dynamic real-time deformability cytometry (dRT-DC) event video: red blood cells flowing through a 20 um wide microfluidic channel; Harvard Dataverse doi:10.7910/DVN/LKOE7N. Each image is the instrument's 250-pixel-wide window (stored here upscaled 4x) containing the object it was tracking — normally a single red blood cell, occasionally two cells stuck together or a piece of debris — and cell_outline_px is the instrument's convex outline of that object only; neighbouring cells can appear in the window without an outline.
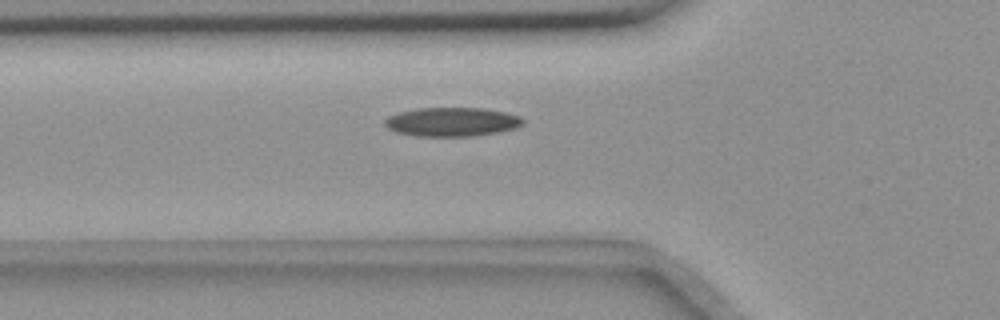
{"species": "common noctule bat (a hibernating species)", "species_latin": "Nyctalus noctula", "temperature_condition": "room temperature", "stored_images_in_passage": 39, "camera_frame_rate_fps": 3000, "um_per_image_px": 0.085, "animal": {"sex": "female", "body_mass_g": 18.4}, "frame": {"image": 1, "passage_image": 6, "time_ms": 1.667, "image_size_px": [1000, 320], "cell_outline_px": [[524, 124], [516, 128], [496, 132], [472, 136], [416, 136], [396, 132], [388, 128], [384, 124], [384, 120], [388, 116], [400, 112], [416, 108], [484, 108], [504, 112], [520, 116], [524, 120]], "centroid_in_image_um": [38.41, 10.36], "position_along_channel_um": 87.4, "area_um2": 23.29}}
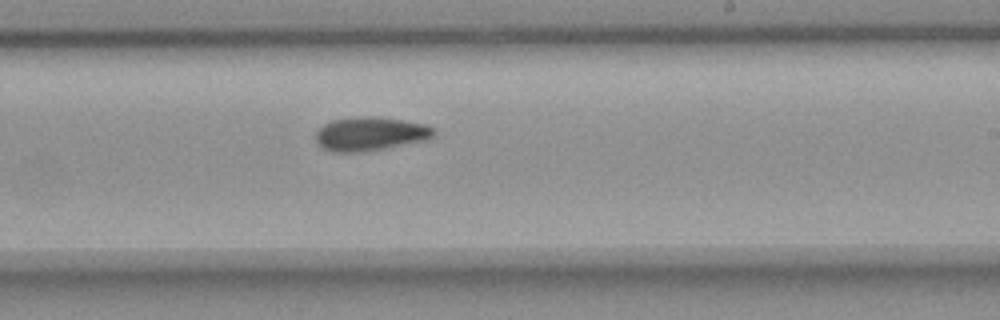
{"frame": {"image": 2, "passage_image": 20, "time_ms": 6.333, "image_size_px": [1000, 320], "cell_outline_px": [[436, 132], [428, 140], [384, 148], [356, 152], [332, 152], [320, 148], [316, 144], [316, 132], [324, 124], [332, 120], [364, 116], [372, 116], [428, 124], [436, 128]], "centroid_in_image_um": [31.47, 11.38], "position_along_channel_um": 257.5, "area_um2": 23.29}}
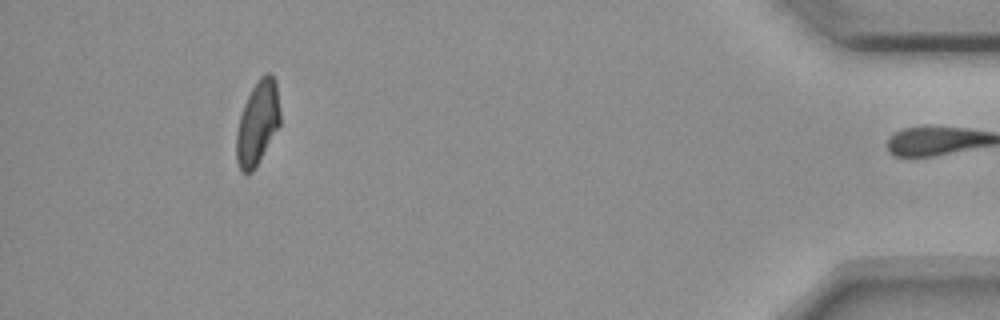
{"frame": {"image": 3, "passage_image": 38, "time_ms": 12.333, "image_size_px": [1000, 320], "cell_outline_px": [[280, 124], [252, 172], [240, 172], [236, 160], [236, 132], [240, 116], [244, 104], [256, 80], [264, 72], [272, 72], [276, 80], [280, 108]], "centroid_in_image_um": [21.89, 10.39], "position_along_channel_um": 413.3, "area_um2": 21.44}, "authors_computed_cell_mechanics": {"area_um2": 22.542, "velocity_mm_per_s": 3.6533, "shape_relaxation_time_tau1_ms": null, "shape_relaxation_time_tau2_ms": 9.2297, "deformation_change_tau1": null, "deformation_change_tau2": 0.1554}}